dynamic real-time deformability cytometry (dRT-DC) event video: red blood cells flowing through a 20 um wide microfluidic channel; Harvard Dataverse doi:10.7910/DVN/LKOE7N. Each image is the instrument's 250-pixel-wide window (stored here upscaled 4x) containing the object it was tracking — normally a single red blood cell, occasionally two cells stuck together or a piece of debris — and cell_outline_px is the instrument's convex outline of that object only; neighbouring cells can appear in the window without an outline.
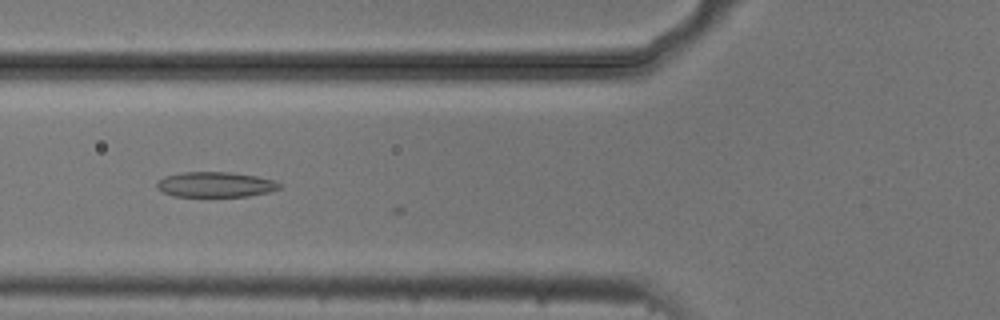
{"species": "common noctule bat (a hibernating species)", "species_latin": "Nyctalus noctula", "temperature_condition": "cold", "stored_images_in_passage": 20, "camera_frame_rate_fps": 3000, "um_per_image_px": 0.085, "animal": {"sex": "male", "body_mass_g": 20.5, "forearm_length_mm": 52.5}, "frame": {"image": 1, "passage_image": 19, "time_ms": 6.0, "image_size_px": [1000, 320], "cell_outline_px": [[280, 188], [272, 192], [248, 196], [172, 196], [156, 188], [156, 184], [164, 176], [184, 172], [228, 172], [256, 176], [272, 180], [280, 184]], "centroid_in_image_um": [18.31, 15.69], "position_along_channel_um": 107.5, "area_um2": 17.92}}